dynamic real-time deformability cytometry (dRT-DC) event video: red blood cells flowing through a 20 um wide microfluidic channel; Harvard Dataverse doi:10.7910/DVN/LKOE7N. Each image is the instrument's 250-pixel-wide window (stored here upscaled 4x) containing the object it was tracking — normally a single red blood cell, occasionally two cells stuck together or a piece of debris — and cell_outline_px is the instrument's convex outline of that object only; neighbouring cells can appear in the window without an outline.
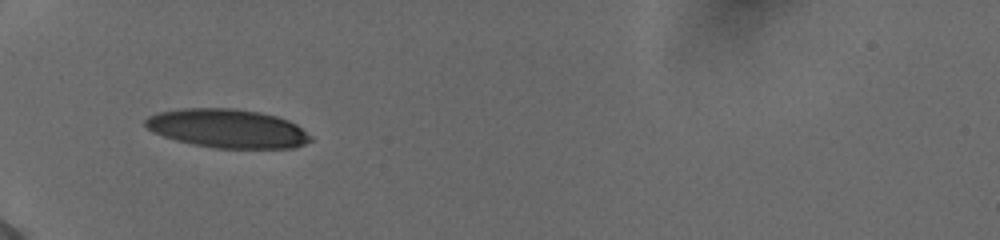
{"species": "human", "species_latin": "Homo sapiens", "temperature_condition": "cold", "stored_images_in_passage": 35, "camera_frame_rate_fps": 3000, "um_per_image_px": 0.085, "donor": {"sex": "female"}, "frame": {"image": 1, "passage_image": 1, "time_ms": 0.0, "image_size_px": [1000, 240], "cell_outline_px": [[312, 140], [304, 144], [292, 148], [216, 148], [176, 140], [152, 132], [144, 124], [144, 120], [148, 116], [160, 112], [184, 108], [236, 108], [260, 112], [276, 116], [288, 120], [296, 124], [312, 136]], "centroid_in_image_um": [19.35, 10.91], "position_along_channel_um": 65.7, "area_um2": 37.22}}
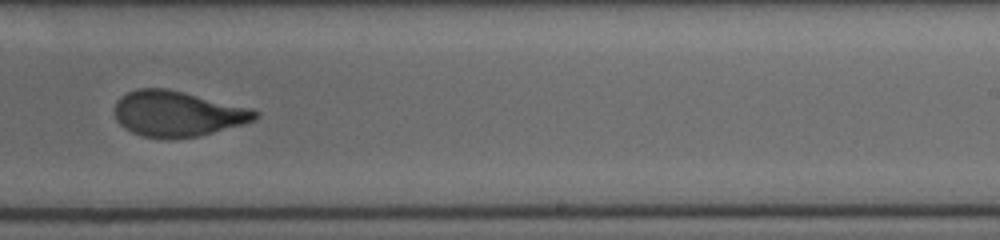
{"frame": {"image": 2, "passage_image": 18, "time_ms": 5.667, "image_size_px": [1000, 240], "cell_outline_px": [[260, 116], [244, 124], [196, 136], [168, 140], [144, 136], [132, 132], [124, 128], [116, 120], [116, 100], [120, 96], [136, 88], [168, 88], [252, 108], [260, 112]], "centroid_in_image_um": [15.08, 9.66], "position_along_channel_um": 273.9, "area_um2": 37.45}}
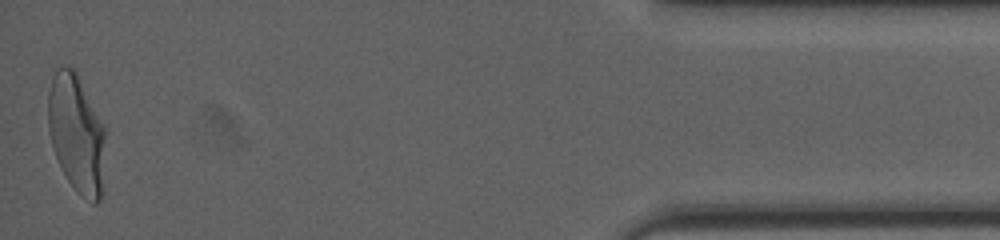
{"frame": {"image": 3, "passage_image": 35, "time_ms": 11.333, "image_size_px": [1000, 240], "cell_outline_px": [[104, 136], [100, 200], [96, 204], [92, 204], [76, 192], [68, 180], [52, 148], [48, 128], [48, 92], [56, 68], [72, 68], [76, 72], [104, 124]], "centroid_in_image_um": [6.48, 11.35], "position_along_channel_um": 428.7, "area_um2": 38.84}, "authors_computed_cell_mechanics": {"area_um2": 37.859, "velocity_mm_per_s": 3.8821, "shape_relaxation_time_tau1_ms": 5.4844, "shape_relaxation_time_tau2_ms": 0.8342, "deformation_change_tau1": 0.2305, "deformation_change_tau2": 0.0758}}